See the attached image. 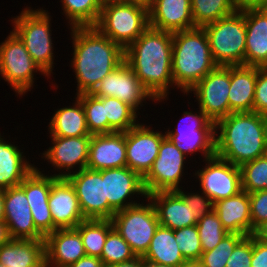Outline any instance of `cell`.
I'll return each instance as SVG.
<instances>
[{"mask_svg":"<svg viewBox=\"0 0 267 267\" xmlns=\"http://www.w3.org/2000/svg\"><path fill=\"white\" fill-rule=\"evenodd\" d=\"M124 62L156 99L155 103L168 100L169 90L174 89L171 32L149 26L124 49Z\"/></svg>","mask_w":267,"mask_h":267,"instance_id":"cell-1","label":"cell"},{"mask_svg":"<svg viewBox=\"0 0 267 267\" xmlns=\"http://www.w3.org/2000/svg\"><path fill=\"white\" fill-rule=\"evenodd\" d=\"M76 94L92 93L101 80L124 62V49L95 26L71 27Z\"/></svg>","mask_w":267,"mask_h":267,"instance_id":"cell-2","label":"cell"},{"mask_svg":"<svg viewBox=\"0 0 267 267\" xmlns=\"http://www.w3.org/2000/svg\"><path fill=\"white\" fill-rule=\"evenodd\" d=\"M267 154V117L231 113L215 123V155L241 166Z\"/></svg>","mask_w":267,"mask_h":267,"instance_id":"cell-3","label":"cell"},{"mask_svg":"<svg viewBox=\"0 0 267 267\" xmlns=\"http://www.w3.org/2000/svg\"><path fill=\"white\" fill-rule=\"evenodd\" d=\"M217 66L213 60L208 37L203 27L172 33L174 90L179 88L185 96Z\"/></svg>","mask_w":267,"mask_h":267,"instance_id":"cell-4","label":"cell"},{"mask_svg":"<svg viewBox=\"0 0 267 267\" xmlns=\"http://www.w3.org/2000/svg\"><path fill=\"white\" fill-rule=\"evenodd\" d=\"M48 10L43 8L25 7L16 17L11 20L12 31L19 37L25 45L28 53L47 75L49 79L53 74L54 64V44L52 40L51 19Z\"/></svg>","mask_w":267,"mask_h":267,"instance_id":"cell-5","label":"cell"},{"mask_svg":"<svg viewBox=\"0 0 267 267\" xmlns=\"http://www.w3.org/2000/svg\"><path fill=\"white\" fill-rule=\"evenodd\" d=\"M95 27L125 49L149 27V9L118 0H103Z\"/></svg>","mask_w":267,"mask_h":267,"instance_id":"cell-6","label":"cell"},{"mask_svg":"<svg viewBox=\"0 0 267 267\" xmlns=\"http://www.w3.org/2000/svg\"><path fill=\"white\" fill-rule=\"evenodd\" d=\"M211 54L218 66L245 65V10L203 26Z\"/></svg>","mask_w":267,"mask_h":267,"instance_id":"cell-7","label":"cell"},{"mask_svg":"<svg viewBox=\"0 0 267 267\" xmlns=\"http://www.w3.org/2000/svg\"><path fill=\"white\" fill-rule=\"evenodd\" d=\"M39 72V73H38ZM36 73L47 76L34 62L19 37L10 31L0 43V75L19 98L31 92Z\"/></svg>","mask_w":267,"mask_h":267,"instance_id":"cell-8","label":"cell"},{"mask_svg":"<svg viewBox=\"0 0 267 267\" xmlns=\"http://www.w3.org/2000/svg\"><path fill=\"white\" fill-rule=\"evenodd\" d=\"M111 221L136 256L146 253L159 226L154 205L148 197L145 203L141 201L134 206L116 211Z\"/></svg>","mask_w":267,"mask_h":267,"instance_id":"cell-9","label":"cell"},{"mask_svg":"<svg viewBox=\"0 0 267 267\" xmlns=\"http://www.w3.org/2000/svg\"><path fill=\"white\" fill-rule=\"evenodd\" d=\"M186 158L188 157L166 136L160 144L158 156L152 168L143 178L147 195L154 192L177 191L184 187L182 180L186 170L184 169Z\"/></svg>","mask_w":267,"mask_h":267,"instance_id":"cell-10","label":"cell"},{"mask_svg":"<svg viewBox=\"0 0 267 267\" xmlns=\"http://www.w3.org/2000/svg\"><path fill=\"white\" fill-rule=\"evenodd\" d=\"M203 168L192 172L198 179L202 192L213 203L234 196L242 191L241 171L217 155L206 158Z\"/></svg>","mask_w":267,"mask_h":267,"instance_id":"cell-11","label":"cell"},{"mask_svg":"<svg viewBox=\"0 0 267 267\" xmlns=\"http://www.w3.org/2000/svg\"><path fill=\"white\" fill-rule=\"evenodd\" d=\"M230 86V66H217L186 95L194 94V102H197L205 115L216 123L230 114Z\"/></svg>","mask_w":267,"mask_h":267,"instance_id":"cell-12","label":"cell"},{"mask_svg":"<svg viewBox=\"0 0 267 267\" xmlns=\"http://www.w3.org/2000/svg\"><path fill=\"white\" fill-rule=\"evenodd\" d=\"M74 187L85 219H109L115 211L105 198L102 170L82 169L66 177Z\"/></svg>","mask_w":267,"mask_h":267,"instance_id":"cell-13","label":"cell"},{"mask_svg":"<svg viewBox=\"0 0 267 267\" xmlns=\"http://www.w3.org/2000/svg\"><path fill=\"white\" fill-rule=\"evenodd\" d=\"M92 94L96 97H115L128 104L138 114L141 107L146 105V100L156 102L125 62L105 76Z\"/></svg>","mask_w":267,"mask_h":267,"instance_id":"cell-14","label":"cell"},{"mask_svg":"<svg viewBox=\"0 0 267 267\" xmlns=\"http://www.w3.org/2000/svg\"><path fill=\"white\" fill-rule=\"evenodd\" d=\"M50 138L52 146L43 151L41 158L47 160L51 168L53 167V172L58 173L52 174L48 171L49 175L66 178L87 167L91 136Z\"/></svg>","mask_w":267,"mask_h":267,"instance_id":"cell-15","label":"cell"},{"mask_svg":"<svg viewBox=\"0 0 267 267\" xmlns=\"http://www.w3.org/2000/svg\"><path fill=\"white\" fill-rule=\"evenodd\" d=\"M138 123L126 131V167L144 178L158 156L159 147L166 133L154 131L151 124Z\"/></svg>","mask_w":267,"mask_h":267,"instance_id":"cell-16","label":"cell"},{"mask_svg":"<svg viewBox=\"0 0 267 267\" xmlns=\"http://www.w3.org/2000/svg\"><path fill=\"white\" fill-rule=\"evenodd\" d=\"M102 180H104L105 198L115 212L140 203V196L142 201L148 197L143 178L128 167L103 169ZM134 195L139 201L134 200L137 199Z\"/></svg>","mask_w":267,"mask_h":267,"instance_id":"cell-17","label":"cell"},{"mask_svg":"<svg viewBox=\"0 0 267 267\" xmlns=\"http://www.w3.org/2000/svg\"><path fill=\"white\" fill-rule=\"evenodd\" d=\"M48 205L53 220V232L57 229L75 228L85 220L75 189L67 178L51 175Z\"/></svg>","mask_w":267,"mask_h":267,"instance_id":"cell-18","label":"cell"},{"mask_svg":"<svg viewBox=\"0 0 267 267\" xmlns=\"http://www.w3.org/2000/svg\"><path fill=\"white\" fill-rule=\"evenodd\" d=\"M37 166L19 185L26 194L36 229L46 237L53 233V220L48 205L51 175Z\"/></svg>","mask_w":267,"mask_h":267,"instance_id":"cell-19","label":"cell"},{"mask_svg":"<svg viewBox=\"0 0 267 267\" xmlns=\"http://www.w3.org/2000/svg\"><path fill=\"white\" fill-rule=\"evenodd\" d=\"M4 211L11 239H45L34 225L25 191L20 186L4 189Z\"/></svg>","mask_w":267,"mask_h":267,"instance_id":"cell-20","label":"cell"},{"mask_svg":"<svg viewBox=\"0 0 267 267\" xmlns=\"http://www.w3.org/2000/svg\"><path fill=\"white\" fill-rule=\"evenodd\" d=\"M126 132L93 134L89 143L87 169L126 167Z\"/></svg>","mask_w":267,"mask_h":267,"instance_id":"cell-21","label":"cell"},{"mask_svg":"<svg viewBox=\"0 0 267 267\" xmlns=\"http://www.w3.org/2000/svg\"><path fill=\"white\" fill-rule=\"evenodd\" d=\"M149 26L171 33L195 28L191 0H153L149 9Z\"/></svg>","mask_w":267,"mask_h":267,"instance_id":"cell-22","label":"cell"},{"mask_svg":"<svg viewBox=\"0 0 267 267\" xmlns=\"http://www.w3.org/2000/svg\"><path fill=\"white\" fill-rule=\"evenodd\" d=\"M45 262L70 266L86 256L79 231L76 228L57 229L45 237Z\"/></svg>","mask_w":267,"mask_h":267,"instance_id":"cell-23","label":"cell"},{"mask_svg":"<svg viewBox=\"0 0 267 267\" xmlns=\"http://www.w3.org/2000/svg\"><path fill=\"white\" fill-rule=\"evenodd\" d=\"M245 65L267 67V8L246 9Z\"/></svg>","mask_w":267,"mask_h":267,"instance_id":"cell-24","label":"cell"},{"mask_svg":"<svg viewBox=\"0 0 267 267\" xmlns=\"http://www.w3.org/2000/svg\"><path fill=\"white\" fill-rule=\"evenodd\" d=\"M148 198L154 205L159 225L177 230L197 224L191 207L176 191L154 192Z\"/></svg>","mask_w":267,"mask_h":267,"instance_id":"cell-25","label":"cell"},{"mask_svg":"<svg viewBox=\"0 0 267 267\" xmlns=\"http://www.w3.org/2000/svg\"><path fill=\"white\" fill-rule=\"evenodd\" d=\"M214 212L229 233L252 235L249 193H240L214 203Z\"/></svg>","mask_w":267,"mask_h":267,"instance_id":"cell-26","label":"cell"},{"mask_svg":"<svg viewBox=\"0 0 267 267\" xmlns=\"http://www.w3.org/2000/svg\"><path fill=\"white\" fill-rule=\"evenodd\" d=\"M14 143L0 133V189L19 186L36 167Z\"/></svg>","mask_w":267,"mask_h":267,"instance_id":"cell-27","label":"cell"},{"mask_svg":"<svg viewBox=\"0 0 267 267\" xmlns=\"http://www.w3.org/2000/svg\"><path fill=\"white\" fill-rule=\"evenodd\" d=\"M257 67L230 66V114L253 112Z\"/></svg>","mask_w":267,"mask_h":267,"instance_id":"cell-28","label":"cell"},{"mask_svg":"<svg viewBox=\"0 0 267 267\" xmlns=\"http://www.w3.org/2000/svg\"><path fill=\"white\" fill-rule=\"evenodd\" d=\"M44 262V239H11L0 247V264L5 267H43Z\"/></svg>","mask_w":267,"mask_h":267,"instance_id":"cell-29","label":"cell"},{"mask_svg":"<svg viewBox=\"0 0 267 267\" xmlns=\"http://www.w3.org/2000/svg\"><path fill=\"white\" fill-rule=\"evenodd\" d=\"M73 105L56 109L48 122L49 136L80 137L92 136L87 128L85 111L81 100L76 96Z\"/></svg>","mask_w":267,"mask_h":267,"instance_id":"cell-30","label":"cell"},{"mask_svg":"<svg viewBox=\"0 0 267 267\" xmlns=\"http://www.w3.org/2000/svg\"><path fill=\"white\" fill-rule=\"evenodd\" d=\"M142 258L145 262L173 267L182 265L186 261L178 248L174 230L161 225L157 227L149 248Z\"/></svg>","mask_w":267,"mask_h":267,"instance_id":"cell-31","label":"cell"},{"mask_svg":"<svg viewBox=\"0 0 267 267\" xmlns=\"http://www.w3.org/2000/svg\"><path fill=\"white\" fill-rule=\"evenodd\" d=\"M166 136L187 157L200 152L203 160L215 155V130L165 132Z\"/></svg>","mask_w":267,"mask_h":267,"instance_id":"cell-32","label":"cell"},{"mask_svg":"<svg viewBox=\"0 0 267 267\" xmlns=\"http://www.w3.org/2000/svg\"><path fill=\"white\" fill-rule=\"evenodd\" d=\"M62 15L71 27L95 26L99 20L103 0H60Z\"/></svg>","mask_w":267,"mask_h":267,"instance_id":"cell-33","label":"cell"},{"mask_svg":"<svg viewBox=\"0 0 267 267\" xmlns=\"http://www.w3.org/2000/svg\"><path fill=\"white\" fill-rule=\"evenodd\" d=\"M75 228L80 233L86 255L100 257L108 233L114 227L109 219H85Z\"/></svg>","mask_w":267,"mask_h":267,"instance_id":"cell-34","label":"cell"},{"mask_svg":"<svg viewBox=\"0 0 267 267\" xmlns=\"http://www.w3.org/2000/svg\"><path fill=\"white\" fill-rule=\"evenodd\" d=\"M237 10L236 0H191V14L196 27H203Z\"/></svg>","mask_w":267,"mask_h":267,"instance_id":"cell-35","label":"cell"},{"mask_svg":"<svg viewBox=\"0 0 267 267\" xmlns=\"http://www.w3.org/2000/svg\"><path fill=\"white\" fill-rule=\"evenodd\" d=\"M104 112L109 124V133L126 132L139 123L140 114L115 97H104Z\"/></svg>","mask_w":267,"mask_h":267,"instance_id":"cell-36","label":"cell"},{"mask_svg":"<svg viewBox=\"0 0 267 267\" xmlns=\"http://www.w3.org/2000/svg\"><path fill=\"white\" fill-rule=\"evenodd\" d=\"M75 96L82 102L89 133L91 135L109 133V124L104 112V97H96L92 93Z\"/></svg>","mask_w":267,"mask_h":267,"instance_id":"cell-37","label":"cell"},{"mask_svg":"<svg viewBox=\"0 0 267 267\" xmlns=\"http://www.w3.org/2000/svg\"><path fill=\"white\" fill-rule=\"evenodd\" d=\"M242 190L253 193L267 189V154L240 166Z\"/></svg>","mask_w":267,"mask_h":267,"instance_id":"cell-38","label":"cell"},{"mask_svg":"<svg viewBox=\"0 0 267 267\" xmlns=\"http://www.w3.org/2000/svg\"><path fill=\"white\" fill-rule=\"evenodd\" d=\"M203 252L214 249L229 232L222 226L214 210L196 224Z\"/></svg>","mask_w":267,"mask_h":267,"instance_id":"cell-39","label":"cell"},{"mask_svg":"<svg viewBox=\"0 0 267 267\" xmlns=\"http://www.w3.org/2000/svg\"><path fill=\"white\" fill-rule=\"evenodd\" d=\"M136 254L132 251L130 245L120 236V234L113 228L106 238L103 246V251L99 257L104 263L105 267L129 261L134 259Z\"/></svg>","mask_w":267,"mask_h":267,"instance_id":"cell-40","label":"cell"},{"mask_svg":"<svg viewBox=\"0 0 267 267\" xmlns=\"http://www.w3.org/2000/svg\"><path fill=\"white\" fill-rule=\"evenodd\" d=\"M238 233L227 234L212 250L202 252L200 262L203 267H226V263L235 246L244 238Z\"/></svg>","mask_w":267,"mask_h":267,"instance_id":"cell-41","label":"cell"},{"mask_svg":"<svg viewBox=\"0 0 267 267\" xmlns=\"http://www.w3.org/2000/svg\"><path fill=\"white\" fill-rule=\"evenodd\" d=\"M174 235L186 261L200 260L203 251L196 225L174 230Z\"/></svg>","mask_w":267,"mask_h":267,"instance_id":"cell-42","label":"cell"},{"mask_svg":"<svg viewBox=\"0 0 267 267\" xmlns=\"http://www.w3.org/2000/svg\"><path fill=\"white\" fill-rule=\"evenodd\" d=\"M197 111H184L181 120L175 130L168 128L166 132H187L193 130H215V123L211 121L205 113L200 109ZM196 112V113H195ZM170 129V130H169Z\"/></svg>","mask_w":267,"mask_h":267,"instance_id":"cell-43","label":"cell"},{"mask_svg":"<svg viewBox=\"0 0 267 267\" xmlns=\"http://www.w3.org/2000/svg\"><path fill=\"white\" fill-rule=\"evenodd\" d=\"M185 187L177 190L176 192L183 198L184 202L191 207L193 215L197 220H200L205 215L213 211L214 203L209 199L201 190L197 192H185Z\"/></svg>","mask_w":267,"mask_h":267,"instance_id":"cell-44","label":"cell"},{"mask_svg":"<svg viewBox=\"0 0 267 267\" xmlns=\"http://www.w3.org/2000/svg\"><path fill=\"white\" fill-rule=\"evenodd\" d=\"M253 235L245 236L234 248L226 267H251Z\"/></svg>","mask_w":267,"mask_h":267,"instance_id":"cell-45","label":"cell"},{"mask_svg":"<svg viewBox=\"0 0 267 267\" xmlns=\"http://www.w3.org/2000/svg\"><path fill=\"white\" fill-rule=\"evenodd\" d=\"M252 235L262 223L267 222V189L249 194Z\"/></svg>","mask_w":267,"mask_h":267,"instance_id":"cell-46","label":"cell"},{"mask_svg":"<svg viewBox=\"0 0 267 267\" xmlns=\"http://www.w3.org/2000/svg\"><path fill=\"white\" fill-rule=\"evenodd\" d=\"M253 112L267 117V67H257Z\"/></svg>","mask_w":267,"mask_h":267,"instance_id":"cell-47","label":"cell"},{"mask_svg":"<svg viewBox=\"0 0 267 267\" xmlns=\"http://www.w3.org/2000/svg\"><path fill=\"white\" fill-rule=\"evenodd\" d=\"M251 267H267V244L258 241L254 236Z\"/></svg>","mask_w":267,"mask_h":267,"instance_id":"cell-48","label":"cell"},{"mask_svg":"<svg viewBox=\"0 0 267 267\" xmlns=\"http://www.w3.org/2000/svg\"><path fill=\"white\" fill-rule=\"evenodd\" d=\"M69 267H105V265L99 257L86 255Z\"/></svg>","mask_w":267,"mask_h":267,"instance_id":"cell-49","label":"cell"},{"mask_svg":"<svg viewBox=\"0 0 267 267\" xmlns=\"http://www.w3.org/2000/svg\"><path fill=\"white\" fill-rule=\"evenodd\" d=\"M238 10L267 8V0H236Z\"/></svg>","mask_w":267,"mask_h":267,"instance_id":"cell-50","label":"cell"},{"mask_svg":"<svg viewBox=\"0 0 267 267\" xmlns=\"http://www.w3.org/2000/svg\"><path fill=\"white\" fill-rule=\"evenodd\" d=\"M106 267H145V261L142 256H136L129 261L112 264Z\"/></svg>","mask_w":267,"mask_h":267,"instance_id":"cell-51","label":"cell"},{"mask_svg":"<svg viewBox=\"0 0 267 267\" xmlns=\"http://www.w3.org/2000/svg\"><path fill=\"white\" fill-rule=\"evenodd\" d=\"M253 236L260 242L267 244V222L258 226L253 233Z\"/></svg>","mask_w":267,"mask_h":267,"instance_id":"cell-52","label":"cell"},{"mask_svg":"<svg viewBox=\"0 0 267 267\" xmlns=\"http://www.w3.org/2000/svg\"><path fill=\"white\" fill-rule=\"evenodd\" d=\"M11 240L8 226L4 221H0V247Z\"/></svg>","mask_w":267,"mask_h":267,"instance_id":"cell-53","label":"cell"},{"mask_svg":"<svg viewBox=\"0 0 267 267\" xmlns=\"http://www.w3.org/2000/svg\"><path fill=\"white\" fill-rule=\"evenodd\" d=\"M123 3L137 4L150 9L153 0H118Z\"/></svg>","mask_w":267,"mask_h":267,"instance_id":"cell-54","label":"cell"},{"mask_svg":"<svg viewBox=\"0 0 267 267\" xmlns=\"http://www.w3.org/2000/svg\"><path fill=\"white\" fill-rule=\"evenodd\" d=\"M4 189H0V221H4Z\"/></svg>","mask_w":267,"mask_h":267,"instance_id":"cell-55","label":"cell"},{"mask_svg":"<svg viewBox=\"0 0 267 267\" xmlns=\"http://www.w3.org/2000/svg\"><path fill=\"white\" fill-rule=\"evenodd\" d=\"M177 267H203V265L199 260H190L185 261L182 265H179Z\"/></svg>","mask_w":267,"mask_h":267,"instance_id":"cell-56","label":"cell"},{"mask_svg":"<svg viewBox=\"0 0 267 267\" xmlns=\"http://www.w3.org/2000/svg\"><path fill=\"white\" fill-rule=\"evenodd\" d=\"M145 267H173V266L162 265V264H157V263H152V262H145Z\"/></svg>","mask_w":267,"mask_h":267,"instance_id":"cell-57","label":"cell"},{"mask_svg":"<svg viewBox=\"0 0 267 267\" xmlns=\"http://www.w3.org/2000/svg\"><path fill=\"white\" fill-rule=\"evenodd\" d=\"M43 267H69V266H60V265L48 264V263L44 262Z\"/></svg>","mask_w":267,"mask_h":267,"instance_id":"cell-58","label":"cell"}]
</instances>
